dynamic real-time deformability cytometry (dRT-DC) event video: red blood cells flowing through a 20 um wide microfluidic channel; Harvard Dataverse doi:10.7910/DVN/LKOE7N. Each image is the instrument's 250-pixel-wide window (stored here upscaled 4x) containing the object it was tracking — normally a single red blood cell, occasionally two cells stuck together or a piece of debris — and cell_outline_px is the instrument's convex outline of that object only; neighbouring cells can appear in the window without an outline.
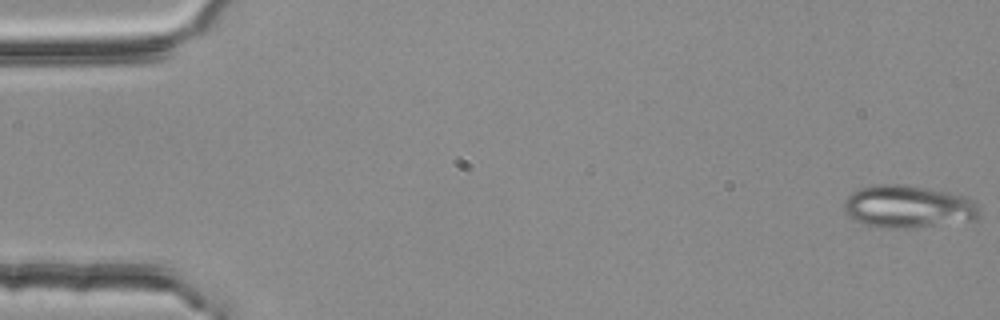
{"species": "common noctule bat (a hibernating species)", "species_latin": "Nyctalus noctula", "temperature_condition": "room temperature", "stored_images_in_passage": 11, "camera_frame_rate_fps": 3000, "um_per_image_px": 0.085, "animal": {"sex": "female", "body_mass_g": 25.1}, "frame": {"image": 1, "passage_image": 1, "time_ms": 0.0, "image_size_px": [1000, 320], "cell_outline_px": [[980, 216], [976, 220], [912, 228], [876, 228], [864, 224], [848, 216], [844, 208], [844, 200], [852, 192], [860, 188], [876, 184], [904, 184], [948, 192], [964, 196], [980, 204]], "centroid_in_image_um": [77.21, 17.57], "position_along_channel_um": 7.8, "area_um2": 33.99}}